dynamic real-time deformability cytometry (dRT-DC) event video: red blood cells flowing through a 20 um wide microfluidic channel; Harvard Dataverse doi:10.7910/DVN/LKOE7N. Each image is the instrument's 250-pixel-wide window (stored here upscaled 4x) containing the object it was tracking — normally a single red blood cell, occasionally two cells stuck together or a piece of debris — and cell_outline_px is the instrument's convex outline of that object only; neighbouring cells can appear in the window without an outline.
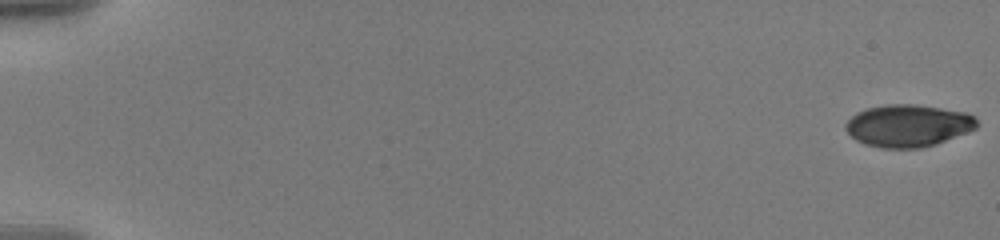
{"species": "human", "species_latin": "Homo sapiens", "temperature_condition": "warm", "stored_images_in_passage": 58, "camera_frame_rate_fps": 3000, "um_per_image_px": 0.085, "donor": {"sex": "male"}, "frame": {"image": 1, "passage_image": 1, "time_ms": 0.0, "image_size_px": [1000, 240], "cell_outline_px": [[976, 128], [936, 144], [920, 148], [880, 148], [864, 144], [856, 140], [844, 128], [844, 124], [856, 112], [868, 108], [888, 104], [912, 104], [940, 108], [964, 112], [972, 116], [976, 120]], "centroid_in_image_um": [77.13, 10.69], "position_along_channel_um": 7.9, "area_um2": 32.02}}
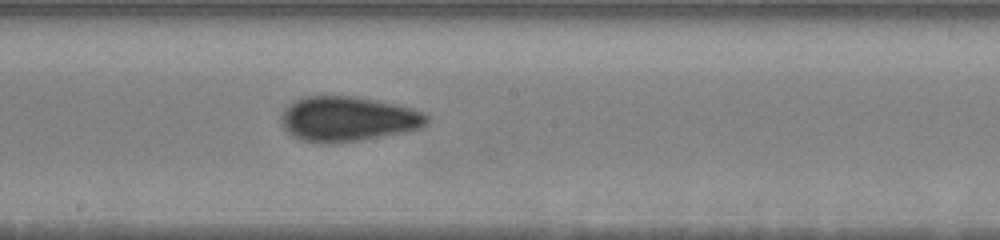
{"frame": {"image": 2, "passage_image": 34, "time_ms": 11.0, "image_size_px": [1000, 240], "cell_outline_px": [[428, 124], [420, 128], [404, 132], [360, 140], [328, 144], [304, 140], [292, 136], [280, 124], [280, 116], [284, 108], [288, 104], [304, 96], [356, 96], [396, 104], [412, 108], [424, 112], [428, 116]], "centroid_in_image_um": [29.55, 10.1], "position_along_channel_um": 218.7, "area_um2": 38.32}}
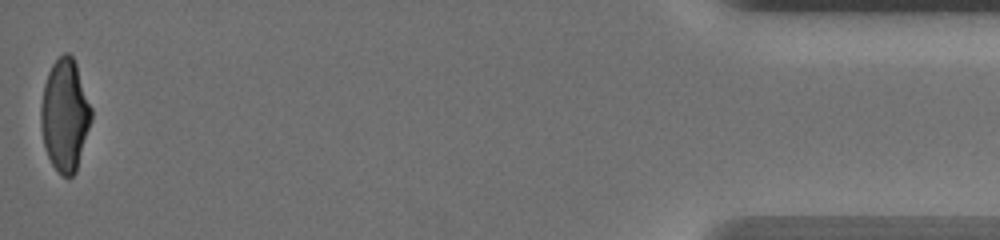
{"frame": {"image": 3, "passage_image": 58, "time_ms": 19.0, "image_size_px": [1000, 240], "cell_outline_px": [[92, 120], [76, 172], [72, 176], [64, 176], [52, 164], [48, 156], [44, 144], [40, 124], [40, 108], [44, 84], [48, 72], [52, 64], [64, 52], [68, 52], [72, 56], [76, 64], [92, 108]], "centroid_in_image_um": [5.52, 9.77], "position_along_channel_um": 429.7, "area_um2": 32.89}, "authors_computed_cell_mechanics": {"area_um2": 34.6222, "velocity_mm_per_s": 3.5998, "shape_relaxation_time_tau1_ms": 4.2519, "shape_relaxation_time_tau2_ms": 1.5247, "deformation_change_tau1": 0.1706, "deformation_change_tau2": 0.059}}